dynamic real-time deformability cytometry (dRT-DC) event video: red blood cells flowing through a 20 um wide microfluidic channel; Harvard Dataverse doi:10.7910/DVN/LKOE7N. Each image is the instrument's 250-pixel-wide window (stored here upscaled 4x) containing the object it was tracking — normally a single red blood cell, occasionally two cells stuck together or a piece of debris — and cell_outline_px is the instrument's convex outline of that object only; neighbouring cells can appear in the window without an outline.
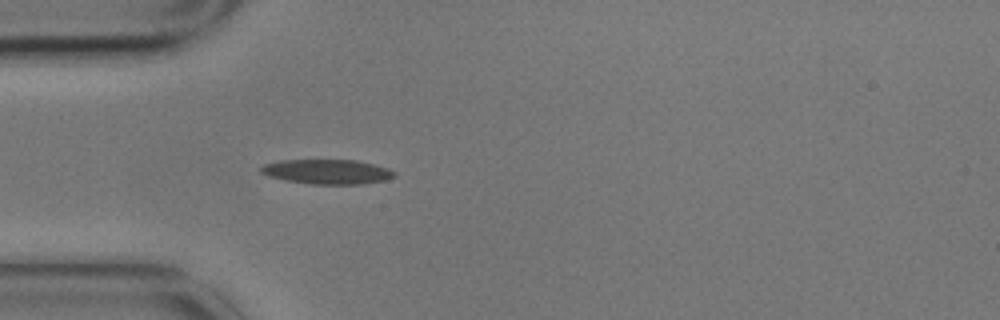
{"species": "common noctule bat (a hibernating species)", "species_latin": "Nyctalus noctula", "temperature_condition": "cold", "stored_images_in_passage": 2, "camera_frame_rate_fps": 3000, "um_per_image_px": 0.085, "animal": {"sex": "male", "body_mass_g": 17.9}, "frame": {"image": 1, "passage_image": 2, "time_ms": 0.333, "image_size_px": [1000, 320], "cell_outline_px": [[396, 176], [388, 180], [360, 184], [312, 184], [284, 180], [268, 176], [260, 172], [260, 168], [264, 164], [280, 160], [356, 160], [388, 168], [396, 172]], "centroid_in_image_um": [27.82, 14.6], "position_along_channel_um": 57.2, "area_um2": 19.25}}